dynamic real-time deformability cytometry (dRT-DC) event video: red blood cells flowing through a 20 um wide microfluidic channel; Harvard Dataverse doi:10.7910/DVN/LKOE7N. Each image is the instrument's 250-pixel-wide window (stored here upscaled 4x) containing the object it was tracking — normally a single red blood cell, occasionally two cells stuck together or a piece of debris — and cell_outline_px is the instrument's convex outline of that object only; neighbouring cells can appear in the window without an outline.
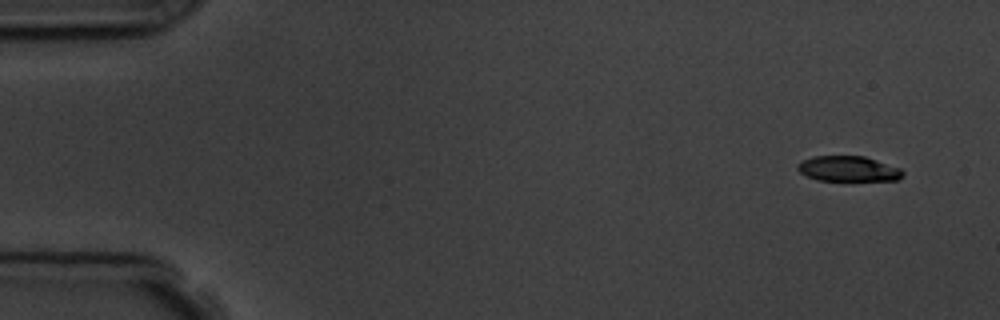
{"species": "common noctule bat (a hibernating species)", "species_latin": "Nyctalus noctula", "temperature_condition": "room temperature", "stored_images_in_passage": 9, "camera_frame_rate_fps": 3000, "um_per_image_px": 0.085, "animal": {"sex": "male", "body_mass_g": 19.5, "forearm_length_mm": 54.6}, "frame": {"image": 1, "passage_image": 1, "time_ms": 0.0, "image_size_px": [1000, 320], "cell_outline_px": [[904, 172], [896, 180], [816, 180], [800, 172], [796, 168], [796, 164], [812, 156], [864, 156], [900, 168]], "centroid_in_image_um": [72.06, 14.34], "position_along_channel_um": 12.9, "area_um2": 15.32}}